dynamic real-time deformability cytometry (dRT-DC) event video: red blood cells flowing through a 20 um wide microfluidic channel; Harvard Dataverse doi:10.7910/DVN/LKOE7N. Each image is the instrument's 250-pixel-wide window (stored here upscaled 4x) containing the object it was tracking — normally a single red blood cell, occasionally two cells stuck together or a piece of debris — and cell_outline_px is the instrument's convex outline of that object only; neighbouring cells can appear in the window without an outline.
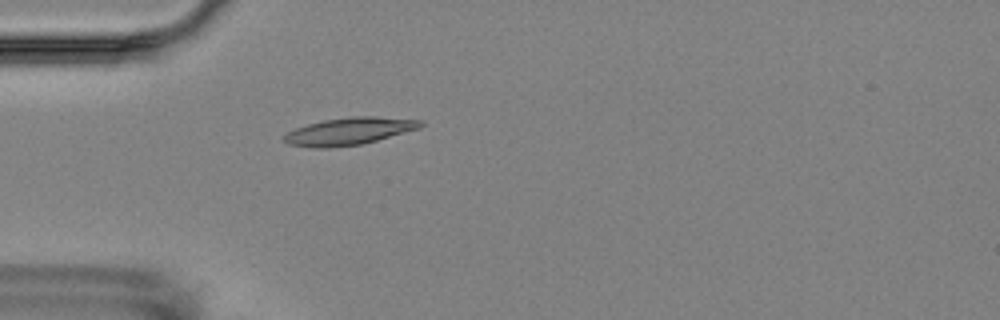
{"species": "Egyptian fruit bat (a non-hibernating species)", "species_latin": "Rousettus aegyptiacus", "temperature_condition": "room temperature", "stored_images_in_passage": 5, "camera_frame_rate_fps": 3000, "um_per_image_px": 0.085, "animal": {"sex": "female"}, "frame": {"image": 1, "passage_image": 5, "time_ms": 4.667, "image_size_px": [1000, 320], "cell_outline_px": [[424, 124], [420, 128], [376, 140], [360, 144], [328, 148], [316, 148], [288, 144], [280, 136], [296, 128], [308, 124], [324, 120], [352, 116], [376, 116], [424, 120]], "centroid_in_image_um": [29.68, 11.14], "position_along_channel_um": 55.3, "area_um2": 21.68}}